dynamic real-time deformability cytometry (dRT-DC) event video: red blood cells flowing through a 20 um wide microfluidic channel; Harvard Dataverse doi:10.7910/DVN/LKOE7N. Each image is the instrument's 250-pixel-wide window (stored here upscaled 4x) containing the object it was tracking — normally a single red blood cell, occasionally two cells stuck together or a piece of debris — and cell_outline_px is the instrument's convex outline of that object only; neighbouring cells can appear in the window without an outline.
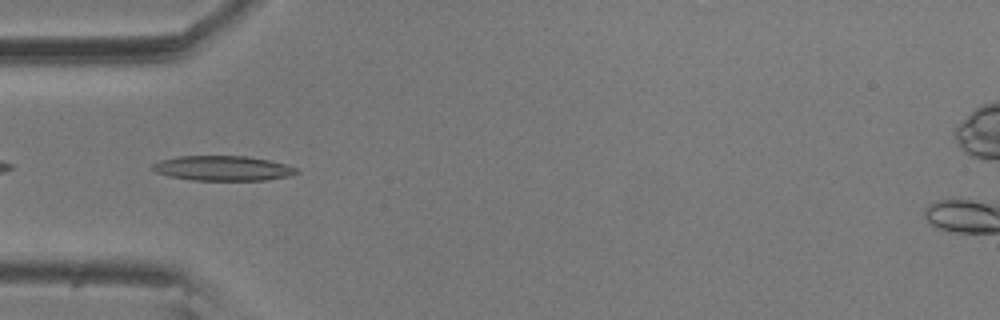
{"species": "common noctule bat (a hibernating species)", "species_latin": "Nyctalus noctula", "temperature_condition": "room temperature", "stored_images_in_passage": 33, "camera_frame_rate_fps": 3000, "um_per_image_px": 0.085, "animal": {"sex": "male", "body_mass_g": 20.5, "forearm_length_mm": 52.5}, "frame": {"image": 1, "passage_image": 2, "time_ms": 0.333, "image_size_px": [1000, 320], "cell_outline_px": [[300, 172], [288, 176], [264, 180], [192, 180], [168, 176], [156, 172], [148, 168], [152, 164], [160, 160], [176, 156], [248, 156], [268, 160], [284, 164], [296, 168]], "centroid_in_image_um": [18.87, 14.3], "position_along_channel_um": 66.1, "area_um2": 20.92}}
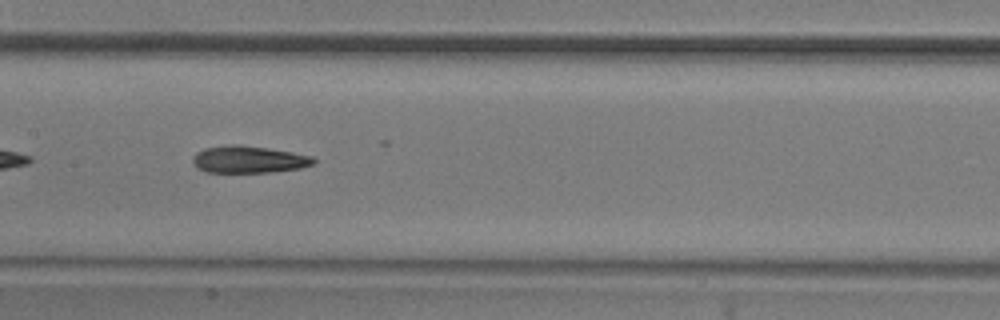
{"frame": {"image": 2, "passage_image": 12, "time_ms": 3.667, "image_size_px": [1000, 320], "cell_outline_px": [[316, 164], [300, 168], [272, 172], [204, 172], [196, 168], [192, 160], [196, 152], [204, 148], [232, 144], [240, 144], [268, 148], [292, 152], [312, 156], [316, 160]], "centroid_in_image_um": [21.14, 13.55], "position_along_channel_um": 186.3, "area_um2": 19.25}}
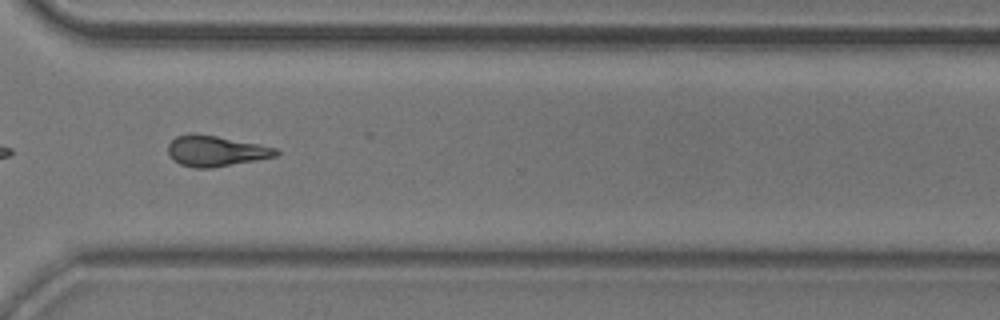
{"frame": {"image": 3, "passage_image": 26, "time_ms": 8.333, "image_size_px": [1000, 320], "cell_outline_px": [[280, 152], [276, 156], [212, 168], [196, 168], [180, 164], [172, 160], [168, 156], [168, 144], [176, 136], [192, 132], [216, 136], [276, 148]], "centroid_in_image_um": [18.26, 12.83], "position_along_channel_um": 352.3, "area_um2": 19.19}, "authors_computed_cell_mechanics": {"area_um2": 19.1896, "velocity_mm_per_s": 3.5725, "shape_relaxation_time_tau1_ms": 8.1203, "shape_relaxation_time_tau2_ms": 5.9358, "deformation_change_tau1": 0.202, "deformation_change_tau2": 0.1599}}